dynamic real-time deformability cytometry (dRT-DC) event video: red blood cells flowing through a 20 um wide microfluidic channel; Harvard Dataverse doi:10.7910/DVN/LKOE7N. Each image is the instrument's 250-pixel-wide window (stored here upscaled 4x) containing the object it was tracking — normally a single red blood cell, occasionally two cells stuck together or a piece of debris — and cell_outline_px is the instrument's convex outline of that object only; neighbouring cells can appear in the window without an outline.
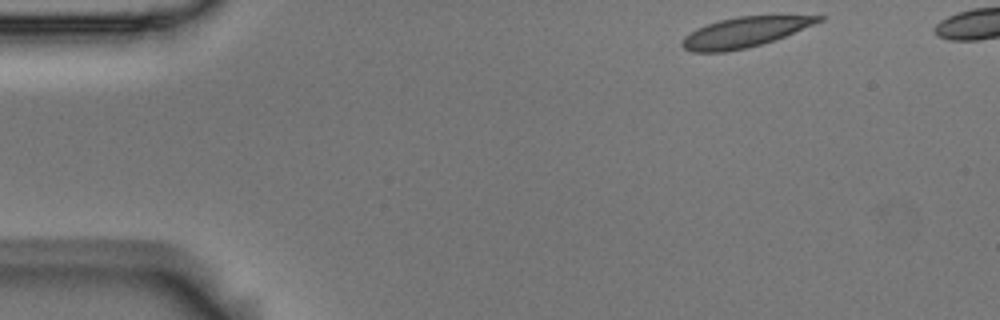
{"species": "Egyptian fruit bat (a non-hibernating species)", "species_latin": "Rousettus aegyptiacus", "temperature_condition": "room temperature", "stored_images_in_passage": 9, "camera_frame_rate_fps": 3000, "um_per_image_px": 0.085, "animal": {"sex": "male"}, "frame": {"image": 1, "passage_image": 1, "time_ms": 0.0, "image_size_px": [1000, 320], "cell_outline_px": [[824, 20], [784, 36], [748, 48], [724, 52], [692, 52], [684, 48], [680, 44], [684, 36], [696, 28], [720, 20], [736, 16], [824, 16]], "centroid_in_image_um": [63.23, 2.74], "position_along_channel_um": 21.8, "area_um2": 23.58}}
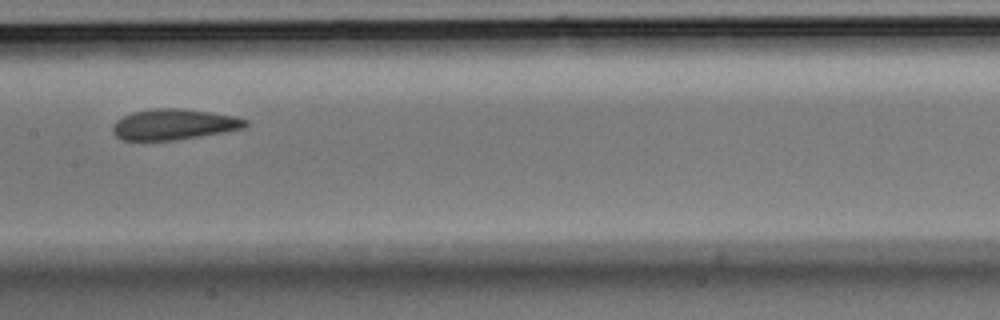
{"frame": {"image": 2, "passage_image": 7, "time_ms": 2.0, "image_size_px": [1000, 320], "cell_outline_px": [[248, 124], [244, 128], [224, 132], [176, 140], [120, 140], [112, 132], [112, 128], [116, 120], [132, 112], [152, 108], [180, 108], [236, 116], [248, 120]], "centroid_in_image_um": [14.77, 10.57], "position_along_channel_um": 192.6, "area_um2": 23.81}}
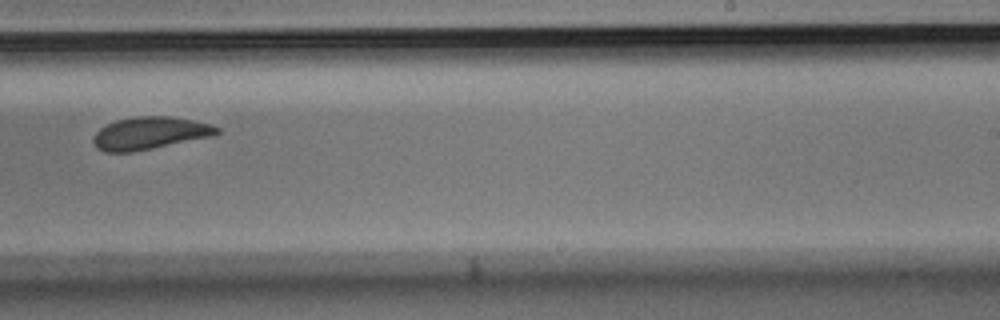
{"frame": {"image": 3, "passage_image": 9, "time_ms": 2.667, "image_size_px": [1000, 320], "cell_outline_px": [[220, 132], [216, 136], [132, 152], [104, 152], [96, 148], [92, 140], [96, 132], [100, 128], [116, 120], [136, 116], [168, 116], [192, 120], [212, 124], [220, 128]], "centroid_in_image_um": [12.77, 11.32], "position_along_channel_um": 276.2, "area_um2": 23.58}}